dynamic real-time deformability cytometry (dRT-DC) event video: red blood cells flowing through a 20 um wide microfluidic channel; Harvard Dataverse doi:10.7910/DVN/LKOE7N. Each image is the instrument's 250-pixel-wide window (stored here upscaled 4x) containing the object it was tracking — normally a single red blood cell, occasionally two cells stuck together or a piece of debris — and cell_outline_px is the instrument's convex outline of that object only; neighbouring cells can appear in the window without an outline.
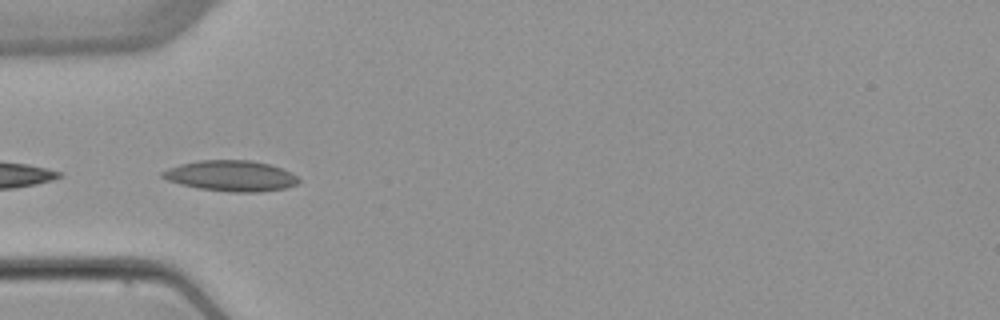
{"species": "common noctule bat (a hibernating species)", "species_latin": "Nyctalus noctula", "temperature_condition": "warm", "stored_images_in_passage": 5, "camera_frame_rate_fps": 3000, "um_per_image_px": 0.085, "animal": {"sex": "female", "body_mass_g": 22.7, "forearm_length_mm": 54.2}, "frame": {"image": 1, "passage_image": 4, "time_ms": 4.333, "image_size_px": [1000, 320], "cell_outline_px": [[300, 180], [296, 184], [284, 188], [260, 192], [232, 192], [200, 188], [180, 184], [168, 180], [160, 176], [160, 172], [168, 168], [180, 164], [200, 160], [252, 160], [284, 168], [296, 176]], "centroid_in_image_um": [19.63, 14.94], "position_along_channel_um": 65.4, "area_um2": 24.33}}
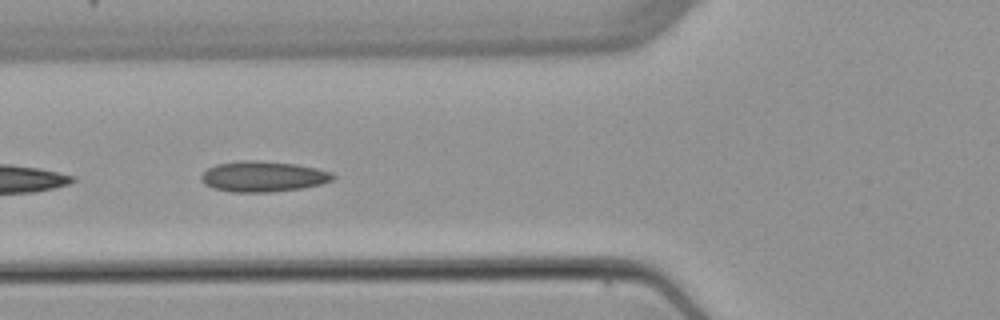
{"frame": {"image": 2, "passage_image": 5, "time_ms": 5.333, "image_size_px": [1000, 320], "cell_outline_px": [[336, 176], [332, 180], [320, 184], [300, 188], [272, 192], [232, 192], [212, 188], [204, 184], [200, 180], [200, 176], [208, 168], [216, 164], [236, 160], [260, 160], [296, 164], [316, 168], [332, 172]], "centroid_in_image_um": [22.33, 14.99], "position_along_channel_um": 103.5, "area_um2": 23.7}}